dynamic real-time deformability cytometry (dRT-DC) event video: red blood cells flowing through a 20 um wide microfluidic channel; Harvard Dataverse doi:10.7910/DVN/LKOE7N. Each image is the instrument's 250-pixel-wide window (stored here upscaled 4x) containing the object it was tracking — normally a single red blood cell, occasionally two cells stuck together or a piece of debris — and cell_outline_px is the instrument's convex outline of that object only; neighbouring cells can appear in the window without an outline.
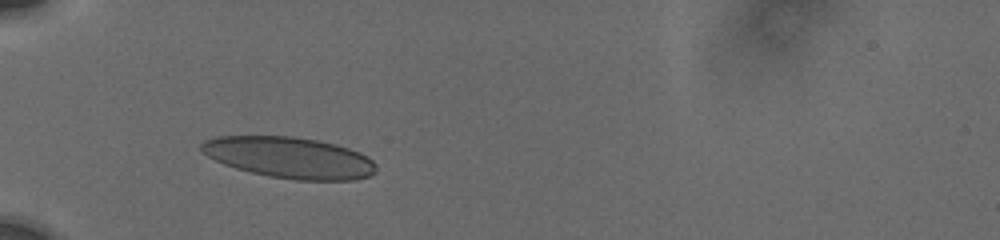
{"species": "human", "species_latin": "Homo sapiens", "temperature_condition": "cold", "stored_images_in_passage": 5, "camera_frame_rate_fps": 3000, "um_per_image_px": 0.085, "donor": {"sex": "male"}, "frame": {"image": 1, "passage_image": 1, "time_ms": 0.0, "image_size_px": [1000, 240], "cell_outline_px": [[376, 172], [368, 176], [356, 180], [296, 180], [268, 176], [236, 168], [224, 164], [200, 152], [200, 144], [204, 140], [216, 136], [292, 136], [316, 140], [336, 144], [360, 152], [368, 156], [376, 164]], "centroid_in_image_um": [24.61, 13.39], "position_along_channel_um": 60.4, "area_um2": 42.08}}
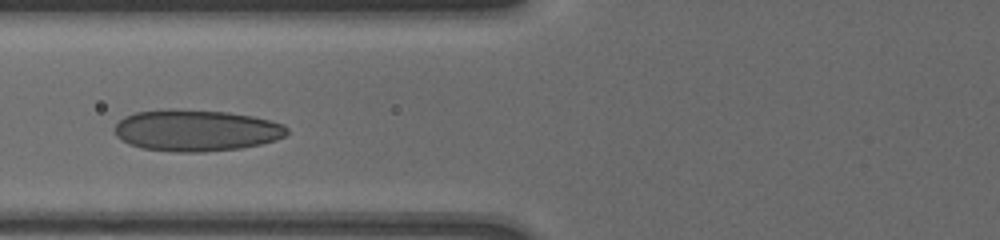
{"frame": {"image": 2, "passage_image": 3, "time_ms": 1.667, "image_size_px": [1000, 240], "cell_outline_px": [[288, 132], [284, 136], [276, 140], [260, 144], [240, 148], [204, 152], [176, 152], [140, 148], [128, 144], [116, 136], [112, 128], [124, 116], [136, 112], [168, 108], [228, 112], [252, 116], [284, 124], [288, 128]], "centroid_in_image_um": [16.63, 11.08], "position_along_channel_um": 109.2, "area_um2": 42.02}}
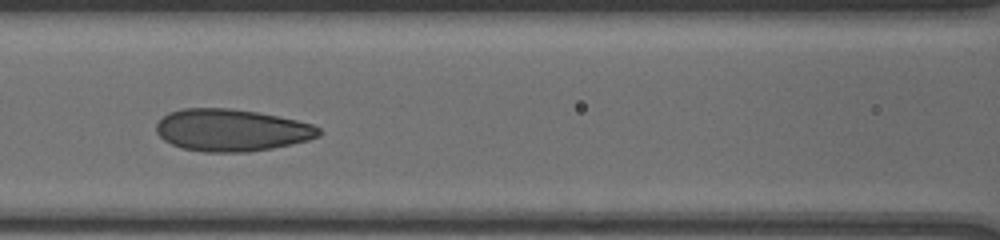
{"frame": {"image": 3, "passage_image": 4, "time_ms": 2.667, "image_size_px": [1000, 240], "cell_outline_px": [[320, 136], [308, 140], [292, 144], [272, 148], [248, 152], [204, 152], [184, 148], [172, 144], [164, 140], [156, 132], [156, 124], [168, 112], [184, 108], [228, 108], [256, 112], [296, 120], [312, 124], [320, 128]], "centroid_in_image_um": [19.67, 11.06], "position_along_channel_um": 146.9, "area_um2": 39.77}}